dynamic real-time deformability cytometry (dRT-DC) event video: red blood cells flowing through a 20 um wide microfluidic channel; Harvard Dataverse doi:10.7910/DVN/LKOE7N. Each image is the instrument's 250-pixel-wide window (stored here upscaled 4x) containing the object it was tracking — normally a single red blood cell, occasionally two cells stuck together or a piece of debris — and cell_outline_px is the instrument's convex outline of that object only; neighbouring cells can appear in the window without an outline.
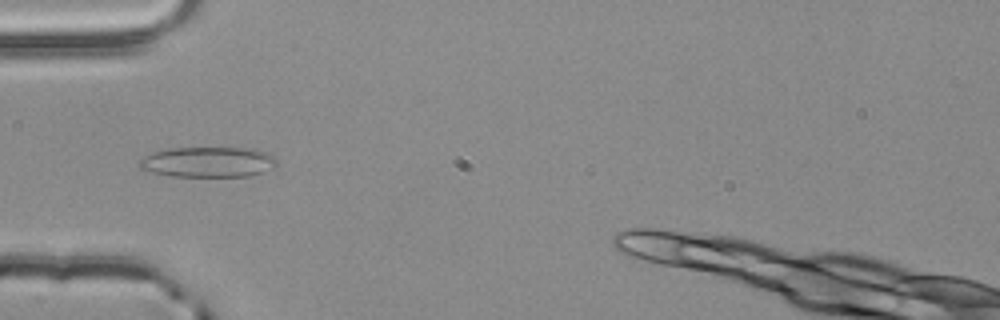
{"species": "common noctule bat (a hibernating species)", "species_latin": "Nyctalus noctula", "temperature_condition": "room temperature", "stored_images_in_passage": 42, "camera_frame_rate_fps": 3000, "um_per_image_px": 0.085, "animal": {"sex": "male", "body_mass_g": 20.4}, "frame": {"image": 1, "passage_image": 10, "time_ms": 3.0, "image_size_px": [1000, 320], "cell_outline_px": [[276, 164], [272, 168], [248, 176], [172, 176], [152, 172], [140, 168], [136, 164], [144, 156], [152, 152], [168, 148], [256, 148], [268, 152], [276, 160]], "centroid_in_image_um": [17.66, 13.76], "position_along_channel_um": 67.3, "area_um2": 24.33}}
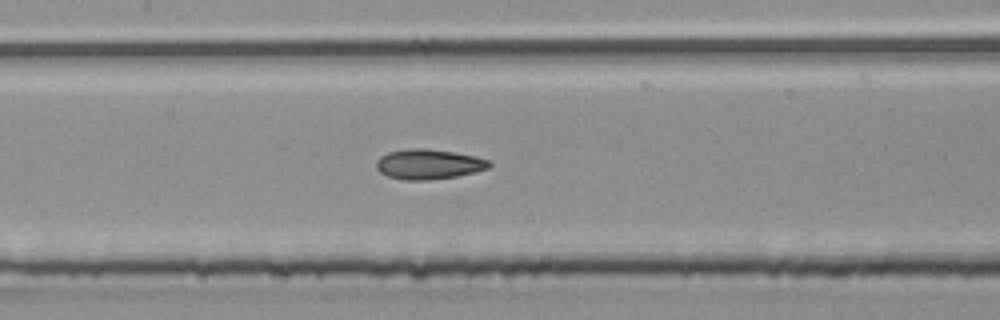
{"frame": {"image": 2, "passage_image": 18, "time_ms": 5.667, "image_size_px": [1000, 320], "cell_outline_px": [[492, 164], [488, 168], [476, 172], [456, 176], [428, 180], [404, 180], [388, 176], [380, 172], [376, 168], [376, 160], [380, 156], [388, 152], [408, 148], [428, 148], [476, 156], [488, 160]], "centroid_in_image_um": [36.41, 13.95], "position_along_channel_um": 171.0, "area_um2": 19.83}}
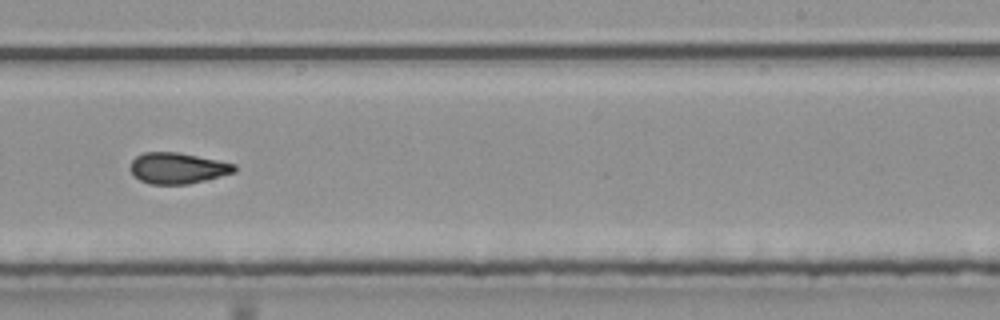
{"frame": {"image": 3, "passage_image": 26, "time_ms": 8.333, "image_size_px": [1000, 320], "cell_outline_px": [[236, 172], [188, 184], [148, 184], [140, 180], [128, 168], [132, 160], [136, 156], [144, 152], [176, 152], [236, 164]], "centroid_in_image_um": [15.07, 14.29], "position_along_channel_um": 273.9, "area_um2": 18.67}}